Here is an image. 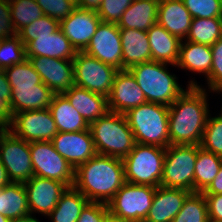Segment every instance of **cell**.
<instances>
[{"label": "cell", "instance_id": "1", "mask_svg": "<svg viewBox=\"0 0 222 222\" xmlns=\"http://www.w3.org/2000/svg\"><path fill=\"white\" fill-rule=\"evenodd\" d=\"M169 106V145H200L210 110L205 88L191 80Z\"/></svg>", "mask_w": 222, "mask_h": 222}, {"label": "cell", "instance_id": "2", "mask_svg": "<svg viewBox=\"0 0 222 222\" xmlns=\"http://www.w3.org/2000/svg\"><path fill=\"white\" fill-rule=\"evenodd\" d=\"M125 183L122 159L96 153L75 169L73 187L90 202L108 204Z\"/></svg>", "mask_w": 222, "mask_h": 222}, {"label": "cell", "instance_id": "3", "mask_svg": "<svg viewBox=\"0 0 222 222\" xmlns=\"http://www.w3.org/2000/svg\"><path fill=\"white\" fill-rule=\"evenodd\" d=\"M136 143L169 146V107L146 102L124 113Z\"/></svg>", "mask_w": 222, "mask_h": 222}, {"label": "cell", "instance_id": "4", "mask_svg": "<svg viewBox=\"0 0 222 222\" xmlns=\"http://www.w3.org/2000/svg\"><path fill=\"white\" fill-rule=\"evenodd\" d=\"M97 154L124 159L135 139L124 114L108 111L89 126Z\"/></svg>", "mask_w": 222, "mask_h": 222}, {"label": "cell", "instance_id": "5", "mask_svg": "<svg viewBox=\"0 0 222 222\" xmlns=\"http://www.w3.org/2000/svg\"><path fill=\"white\" fill-rule=\"evenodd\" d=\"M167 64L148 61L132 66L128 70L143 91L147 102L170 106L185 90L177 77L167 70Z\"/></svg>", "mask_w": 222, "mask_h": 222}, {"label": "cell", "instance_id": "6", "mask_svg": "<svg viewBox=\"0 0 222 222\" xmlns=\"http://www.w3.org/2000/svg\"><path fill=\"white\" fill-rule=\"evenodd\" d=\"M166 148L135 143L133 150L122 159L125 180L136 185L160 186Z\"/></svg>", "mask_w": 222, "mask_h": 222}, {"label": "cell", "instance_id": "7", "mask_svg": "<svg viewBox=\"0 0 222 222\" xmlns=\"http://www.w3.org/2000/svg\"><path fill=\"white\" fill-rule=\"evenodd\" d=\"M198 145H169L166 148L160 186L194 192Z\"/></svg>", "mask_w": 222, "mask_h": 222}, {"label": "cell", "instance_id": "8", "mask_svg": "<svg viewBox=\"0 0 222 222\" xmlns=\"http://www.w3.org/2000/svg\"><path fill=\"white\" fill-rule=\"evenodd\" d=\"M157 187L126 182L107 204L110 216L126 222H143Z\"/></svg>", "mask_w": 222, "mask_h": 222}, {"label": "cell", "instance_id": "9", "mask_svg": "<svg viewBox=\"0 0 222 222\" xmlns=\"http://www.w3.org/2000/svg\"><path fill=\"white\" fill-rule=\"evenodd\" d=\"M74 63V85L109 96L118 69L101 62L84 51H77Z\"/></svg>", "mask_w": 222, "mask_h": 222}, {"label": "cell", "instance_id": "10", "mask_svg": "<svg viewBox=\"0 0 222 222\" xmlns=\"http://www.w3.org/2000/svg\"><path fill=\"white\" fill-rule=\"evenodd\" d=\"M30 153L34 176L73 187L75 169L55 150L52 142H30Z\"/></svg>", "mask_w": 222, "mask_h": 222}, {"label": "cell", "instance_id": "11", "mask_svg": "<svg viewBox=\"0 0 222 222\" xmlns=\"http://www.w3.org/2000/svg\"><path fill=\"white\" fill-rule=\"evenodd\" d=\"M0 161L11 182L24 183L34 176L30 143L8 129L0 139Z\"/></svg>", "mask_w": 222, "mask_h": 222}, {"label": "cell", "instance_id": "12", "mask_svg": "<svg viewBox=\"0 0 222 222\" xmlns=\"http://www.w3.org/2000/svg\"><path fill=\"white\" fill-rule=\"evenodd\" d=\"M8 130L29 143L40 141L51 142L58 133L49 109L15 113Z\"/></svg>", "mask_w": 222, "mask_h": 222}, {"label": "cell", "instance_id": "13", "mask_svg": "<svg viewBox=\"0 0 222 222\" xmlns=\"http://www.w3.org/2000/svg\"><path fill=\"white\" fill-rule=\"evenodd\" d=\"M84 52L122 70V45L118 25L101 22Z\"/></svg>", "mask_w": 222, "mask_h": 222}, {"label": "cell", "instance_id": "14", "mask_svg": "<svg viewBox=\"0 0 222 222\" xmlns=\"http://www.w3.org/2000/svg\"><path fill=\"white\" fill-rule=\"evenodd\" d=\"M40 75L42 82L54 94H64L74 85L73 60L48 58L43 56L26 57Z\"/></svg>", "mask_w": 222, "mask_h": 222}, {"label": "cell", "instance_id": "15", "mask_svg": "<svg viewBox=\"0 0 222 222\" xmlns=\"http://www.w3.org/2000/svg\"><path fill=\"white\" fill-rule=\"evenodd\" d=\"M27 191L30 214L40 213L48 216L56 207L67 186L57 180L33 176L23 183Z\"/></svg>", "mask_w": 222, "mask_h": 222}, {"label": "cell", "instance_id": "16", "mask_svg": "<svg viewBox=\"0 0 222 222\" xmlns=\"http://www.w3.org/2000/svg\"><path fill=\"white\" fill-rule=\"evenodd\" d=\"M101 22L97 11L76 7L59 28L76 51H84Z\"/></svg>", "mask_w": 222, "mask_h": 222}, {"label": "cell", "instance_id": "17", "mask_svg": "<svg viewBox=\"0 0 222 222\" xmlns=\"http://www.w3.org/2000/svg\"><path fill=\"white\" fill-rule=\"evenodd\" d=\"M51 142L74 169L96 154L90 129L73 133L58 132Z\"/></svg>", "mask_w": 222, "mask_h": 222}, {"label": "cell", "instance_id": "18", "mask_svg": "<svg viewBox=\"0 0 222 222\" xmlns=\"http://www.w3.org/2000/svg\"><path fill=\"white\" fill-rule=\"evenodd\" d=\"M108 100V109L120 114L147 102L146 97L128 69L118 70Z\"/></svg>", "mask_w": 222, "mask_h": 222}, {"label": "cell", "instance_id": "19", "mask_svg": "<svg viewBox=\"0 0 222 222\" xmlns=\"http://www.w3.org/2000/svg\"><path fill=\"white\" fill-rule=\"evenodd\" d=\"M190 193L184 189L158 186L153 196L152 206L143 222H171Z\"/></svg>", "mask_w": 222, "mask_h": 222}, {"label": "cell", "instance_id": "20", "mask_svg": "<svg viewBox=\"0 0 222 222\" xmlns=\"http://www.w3.org/2000/svg\"><path fill=\"white\" fill-rule=\"evenodd\" d=\"M77 51L65 37L60 28L51 35L38 36L25 45L26 57L43 56L64 60H73Z\"/></svg>", "mask_w": 222, "mask_h": 222}, {"label": "cell", "instance_id": "21", "mask_svg": "<svg viewBox=\"0 0 222 222\" xmlns=\"http://www.w3.org/2000/svg\"><path fill=\"white\" fill-rule=\"evenodd\" d=\"M192 17L182 0H160L157 23L180 40L186 39Z\"/></svg>", "mask_w": 222, "mask_h": 222}, {"label": "cell", "instance_id": "22", "mask_svg": "<svg viewBox=\"0 0 222 222\" xmlns=\"http://www.w3.org/2000/svg\"><path fill=\"white\" fill-rule=\"evenodd\" d=\"M119 29L122 45V70L129 69L140 63L152 61L147 31Z\"/></svg>", "mask_w": 222, "mask_h": 222}, {"label": "cell", "instance_id": "23", "mask_svg": "<svg viewBox=\"0 0 222 222\" xmlns=\"http://www.w3.org/2000/svg\"><path fill=\"white\" fill-rule=\"evenodd\" d=\"M90 125L108 111L107 97L73 85L63 94Z\"/></svg>", "mask_w": 222, "mask_h": 222}, {"label": "cell", "instance_id": "24", "mask_svg": "<svg viewBox=\"0 0 222 222\" xmlns=\"http://www.w3.org/2000/svg\"><path fill=\"white\" fill-rule=\"evenodd\" d=\"M152 61L176 66L179 58L181 41L170 34L160 24H154L147 31Z\"/></svg>", "mask_w": 222, "mask_h": 222}, {"label": "cell", "instance_id": "25", "mask_svg": "<svg viewBox=\"0 0 222 222\" xmlns=\"http://www.w3.org/2000/svg\"><path fill=\"white\" fill-rule=\"evenodd\" d=\"M213 61L210 45L195 43L192 41H181L179 58L176 66L181 69L196 73H202L206 78L211 72Z\"/></svg>", "mask_w": 222, "mask_h": 222}, {"label": "cell", "instance_id": "26", "mask_svg": "<svg viewBox=\"0 0 222 222\" xmlns=\"http://www.w3.org/2000/svg\"><path fill=\"white\" fill-rule=\"evenodd\" d=\"M160 0H134L117 23L119 28L148 31L157 23Z\"/></svg>", "mask_w": 222, "mask_h": 222}, {"label": "cell", "instance_id": "27", "mask_svg": "<svg viewBox=\"0 0 222 222\" xmlns=\"http://www.w3.org/2000/svg\"><path fill=\"white\" fill-rule=\"evenodd\" d=\"M49 110L58 132L73 133L89 129L90 125L63 94H54Z\"/></svg>", "mask_w": 222, "mask_h": 222}, {"label": "cell", "instance_id": "28", "mask_svg": "<svg viewBox=\"0 0 222 222\" xmlns=\"http://www.w3.org/2000/svg\"><path fill=\"white\" fill-rule=\"evenodd\" d=\"M53 91L43 82L35 87L12 88L11 108L13 113L49 109Z\"/></svg>", "mask_w": 222, "mask_h": 222}, {"label": "cell", "instance_id": "29", "mask_svg": "<svg viewBox=\"0 0 222 222\" xmlns=\"http://www.w3.org/2000/svg\"><path fill=\"white\" fill-rule=\"evenodd\" d=\"M0 214L9 220L30 214L27 191L23 183L10 182L0 188Z\"/></svg>", "mask_w": 222, "mask_h": 222}, {"label": "cell", "instance_id": "30", "mask_svg": "<svg viewBox=\"0 0 222 222\" xmlns=\"http://www.w3.org/2000/svg\"><path fill=\"white\" fill-rule=\"evenodd\" d=\"M89 200L74 187H69L61 195L56 207L48 215L52 222H77L82 209Z\"/></svg>", "mask_w": 222, "mask_h": 222}, {"label": "cell", "instance_id": "31", "mask_svg": "<svg viewBox=\"0 0 222 222\" xmlns=\"http://www.w3.org/2000/svg\"><path fill=\"white\" fill-rule=\"evenodd\" d=\"M222 165V157L203 150L198 145L194 171V192L203 193L217 176Z\"/></svg>", "mask_w": 222, "mask_h": 222}, {"label": "cell", "instance_id": "32", "mask_svg": "<svg viewBox=\"0 0 222 222\" xmlns=\"http://www.w3.org/2000/svg\"><path fill=\"white\" fill-rule=\"evenodd\" d=\"M222 37V17L192 18L187 41L213 45Z\"/></svg>", "mask_w": 222, "mask_h": 222}, {"label": "cell", "instance_id": "33", "mask_svg": "<svg viewBox=\"0 0 222 222\" xmlns=\"http://www.w3.org/2000/svg\"><path fill=\"white\" fill-rule=\"evenodd\" d=\"M171 222H210L204 194L190 193L184 200L181 210Z\"/></svg>", "mask_w": 222, "mask_h": 222}, {"label": "cell", "instance_id": "34", "mask_svg": "<svg viewBox=\"0 0 222 222\" xmlns=\"http://www.w3.org/2000/svg\"><path fill=\"white\" fill-rule=\"evenodd\" d=\"M9 5L16 33L44 15L36 0H9Z\"/></svg>", "mask_w": 222, "mask_h": 222}, {"label": "cell", "instance_id": "35", "mask_svg": "<svg viewBox=\"0 0 222 222\" xmlns=\"http://www.w3.org/2000/svg\"><path fill=\"white\" fill-rule=\"evenodd\" d=\"M11 88L35 87L42 83L40 75L33 68L28 58L4 69Z\"/></svg>", "mask_w": 222, "mask_h": 222}, {"label": "cell", "instance_id": "36", "mask_svg": "<svg viewBox=\"0 0 222 222\" xmlns=\"http://www.w3.org/2000/svg\"><path fill=\"white\" fill-rule=\"evenodd\" d=\"M200 147L222 157V113L216 117L209 113Z\"/></svg>", "mask_w": 222, "mask_h": 222}, {"label": "cell", "instance_id": "37", "mask_svg": "<svg viewBox=\"0 0 222 222\" xmlns=\"http://www.w3.org/2000/svg\"><path fill=\"white\" fill-rule=\"evenodd\" d=\"M26 59L25 45L18 35L2 39L0 43V70Z\"/></svg>", "mask_w": 222, "mask_h": 222}, {"label": "cell", "instance_id": "38", "mask_svg": "<svg viewBox=\"0 0 222 222\" xmlns=\"http://www.w3.org/2000/svg\"><path fill=\"white\" fill-rule=\"evenodd\" d=\"M59 29V22L47 15H43L29 25L22 28L17 35L26 45L29 41H33L38 36L51 35Z\"/></svg>", "mask_w": 222, "mask_h": 222}, {"label": "cell", "instance_id": "39", "mask_svg": "<svg viewBox=\"0 0 222 222\" xmlns=\"http://www.w3.org/2000/svg\"><path fill=\"white\" fill-rule=\"evenodd\" d=\"M192 18L222 17V0H182Z\"/></svg>", "mask_w": 222, "mask_h": 222}, {"label": "cell", "instance_id": "40", "mask_svg": "<svg viewBox=\"0 0 222 222\" xmlns=\"http://www.w3.org/2000/svg\"><path fill=\"white\" fill-rule=\"evenodd\" d=\"M44 15L57 20L66 19L76 8L75 0H36Z\"/></svg>", "mask_w": 222, "mask_h": 222}, {"label": "cell", "instance_id": "41", "mask_svg": "<svg viewBox=\"0 0 222 222\" xmlns=\"http://www.w3.org/2000/svg\"><path fill=\"white\" fill-rule=\"evenodd\" d=\"M12 88L4 70H0V124L7 129L12 124L14 113L11 108Z\"/></svg>", "mask_w": 222, "mask_h": 222}, {"label": "cell", "instance_id": "42", "mask_svg": "<svg viewBox=\"0 0 222 222\" xmlns=\"http://www.w3.org/2000/svg\"><path fill=\"white\" fill-rule=\"evenodd\" d=\"M134 0H103L97 14L102 22L117 24Z\"/></svg>", "mask_w": 222, "mask_h": 222}, {"label": "cell", "instance_id": "43", "mask_svg": "<svg viewBox=\"0 0 222 222\" xmlns=\"http://www.w3.org/2000/svg\"><path fill=\"white\" fill-rule=\"evenodd\" d=\"M211 49L213 61L210 75L207 78L209 91L222 87V37L215 44L211 45Z\"/></svg>", "mask_w": 222, "mask_h": 222}, {"label": "cell", "instance_id": "44", "mask_svg": "<svg viewBox=\"0 0 222 222\" xmlns=\"http://www.w3.org/2000/svg\"><path fill=\"white\" fill-rule=\"evenodd\" d=\"M109 216L107 204L89 201L82 209L77 222H105Z\"/></svg>", "mask_w": 222, "mask_h": 222}, {"label": "cell", "instance_id": "45", "mask_svg": "<svg viewBox=\"0 0 222 222\" xmlns=\"http://www.w3.org/2000/svg\"><path fill=\"white\" fill-rule=\"evenodd\" d=\"M17 35L14 29L9 0H0V38H10Z\"/></svg>", "mask_w": 222, "mask_h": 222}, {"label": "cell", "instance_id": "46", "mask_svg": "<svg viewBox=\"0 0 222 222\" xmlns=\"http://www.w3.org/2000/svg\"><path fill=\"white\" fill-rule=\"evenodd\" d=\"M210 222H222V194L204 195Z\"/></svg>", "mask_w": 222, "mask_h": 222}, {"label": "cell", "instance_id": "47", "mask_svg": "<svg viewBox=\"0 0 222 222\" xmlns=\"http://www.w3.org/2000/svg\"><path fill=\"white\" fill-rule=\"evenodd\" d=\"M204 195L222 194V165L209 187L203 192Z\"/></svg>", "mask_w": 222, "mask_h": 222}, {"label": "cell", "instance_id": "48", "mask_svg": "<svg viewBox=\"0 0 222 222\" xmlns=\"http://www.w3.org/2000/svg\"><path fill=\"white\" fill-rule=\"evenodd\" d=\"M103 0H75L76 7L97 11Z\"/></svg>", "mask_w": 222, "mask_h": 222}, {"label": "cell", "instance_id": "49", "mask_svg": "<svg viewBox=\"0 0 222 222\" xmlns=\"http://www.w3.org/2000/svg\"><path fill=\"white\" fill-rule=\"evenodd\" d=\"M11 181L8 178L7 172L5 167L2 165L0 161V188L5 187L8 185Z\"/></svg>", "mask_w": 222, "mask_h": 222}, {"label": "cell", "instance_id": "50", "mask_svg": "<svg viewBox=\"0 0 222 222\" xmlns=\"http://www.w3.org/2000/svg\"><path fill=\"white\" fill-rule=\"evenodd\" d=\"M9 222H40V221H38V219L32 216V214H29L24 217L12 219Z\"/></svg>", "mask_w": 222, "mask_h": 222}, {"label": "cell", "instance_id": "51", "mask_svg": "<svg viewBox=\"0 0 222 222\" xmlns=\"http://www.w3.org/2000/svg\"><path fill=\"white\" fill-rule=\"evenodd\" d=\"M105 222H126V221H123V220H119V219H116L112 216H109Z\"/></svg>", "mask_w": 222, "mask_h": 222}, {"label": "cell", "instance_id": "52", "mask_svg": "<svg viewBox=\"0 0 222 222\" xmlns=\"http://www.w3.org/2000/svg\"><path fill=\"white\" fill-rule=\"evenodd\" d=\"M6 130H7V128L4 127L2 124H0V139Z\"/></svg>", "mask_w": 222, "mask_h": 222}, {"label": "cell", "instance_id": "53", "mask_svg": "<svg viewBox=\"0 0 222 222\" xmlns=\"http://www.w3.org/2000/svg\"><path fill=\"white\" fill-rule=\"evenodd\" d=\"M10 220L3 214H0V222H9Z\"/></svg>", "mask_w": 222, "mask_h": 222}, {"label": "cell", "instance_id": "54", "mask_svg": "<svg viewBox=\"0 0 222 222\" xmlns=\"http://www.w3.org/2000/svg\"><path fill=\"white\" fill-rule=\"evenodd\" d=\"M212 92H217V93L219 92L220 93V92H222V87L216 88ZM221 113H222V111H221Z\"/></svg>", "mask_w": 222, "mask_h": 222}]
</instances>
